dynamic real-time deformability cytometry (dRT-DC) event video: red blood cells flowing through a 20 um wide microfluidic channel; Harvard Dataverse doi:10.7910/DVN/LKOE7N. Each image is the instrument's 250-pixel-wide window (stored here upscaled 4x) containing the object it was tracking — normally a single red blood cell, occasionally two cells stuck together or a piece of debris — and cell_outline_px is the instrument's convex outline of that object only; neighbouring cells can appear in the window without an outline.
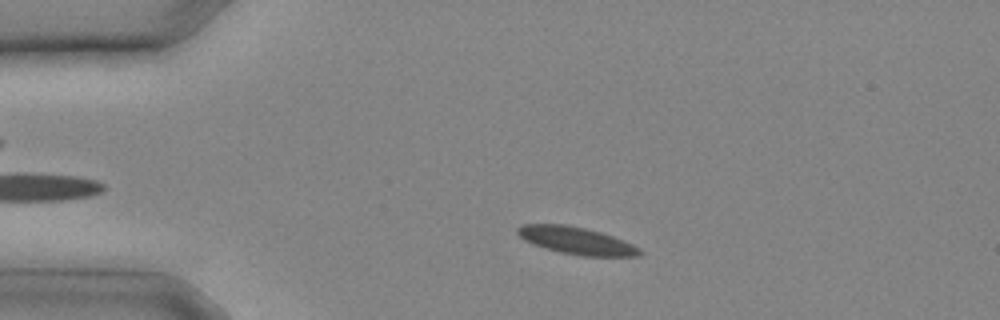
{"species": "common noctule bat (a hibernating species)", "species_latin": "Nyctalus noctula", "temperature_condition": "cold", "stored_images_in_passage": 7, "camera_frame_rate_fps": 3000, "um_per_image_px": 0.085, "animal": {"sex": "male", "body_mass_g": 20.4}, "frame": {"image": 1, "passage_image": 3, "time_ms": 0.667, "image_size_px": [1000, 320], "cell_outline_px": [[644, 252], [640, 256], [580, 256], [560, 252], [544, 248], [532, 244], [524, 240], [516, 232], [516, 228], [520, 224], [564, 224], [584, 228], [600, 232], [624, 240], [640, 248]], "centroid_in_image_um": [48.98, 20.45], "position_along_channel_um": 36.0, "area_um2": 19.54}}
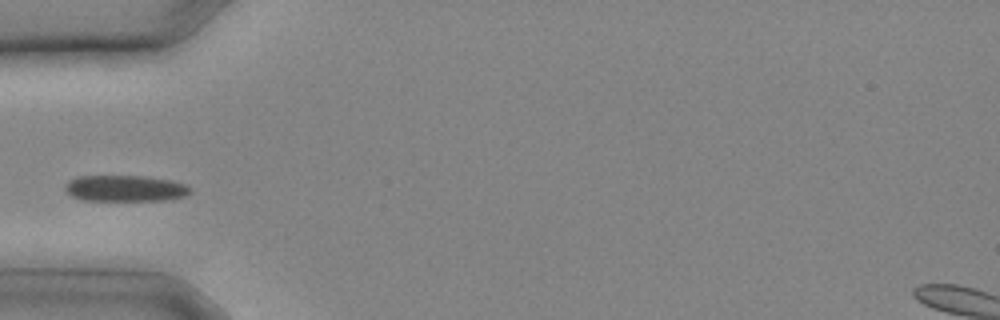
{"frame": {"image": 2, "passage_image": 6, "time_ms": 1.667, "image_size_px": [1000, 320], "cell_outline_px": [[192, 192], [184, 196], [168, 200], [84, 200], [72, 196], [64, 188], [64, 184], [68, 180], [76, 176], [140, 176], [172, 180], [184, 184], [192, 188]], "centroid_in_image_um": [10.64, 16.0], "position_along_channel_um": 74.4, "area_um2": 19.13}}